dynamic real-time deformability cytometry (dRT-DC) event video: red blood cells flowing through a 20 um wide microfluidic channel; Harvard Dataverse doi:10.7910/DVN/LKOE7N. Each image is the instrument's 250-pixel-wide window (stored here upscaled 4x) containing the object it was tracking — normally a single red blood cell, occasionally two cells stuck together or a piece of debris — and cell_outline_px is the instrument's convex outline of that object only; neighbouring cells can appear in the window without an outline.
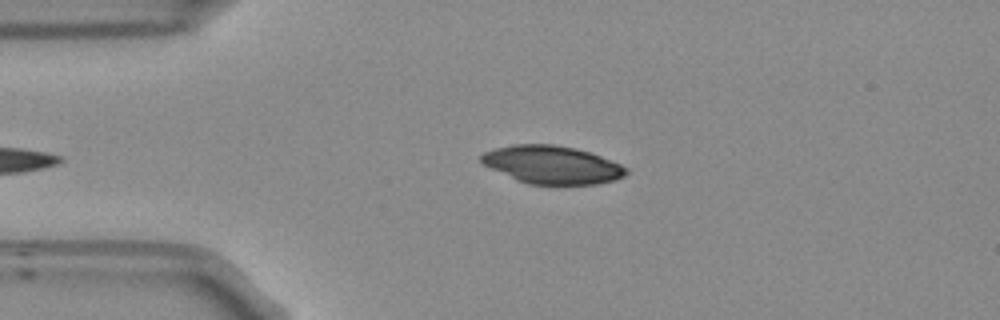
{"species": "Egyptian fruit bat (a non-hibernating species)", "species_latin": "Rousettus aegyptiacus", "temperature_condition": "room temperature", "stored_images_in_passage": 39, "camera_frame_rate_fps": 3000, "um_per_image_px": 0.085, "frame": {"image": 1, "passage_image": 2, "time_ms": 0.333, "image_size_px": [1000, 320], "cell_outline_px": [[628, 172], [624, 176], [616, 180], [596, 184], [528, 184], [516, 180], [480, 164], [480, 156], [484, 152], [496, 148], [512, 144], [552, 144], [576, 148], [600, 156], [620, 164], [628, 168]], "centroid_in_image_um": [46.89, 14.01], "position_along_channel_um": 38.1, "area_um2": 32.19}}
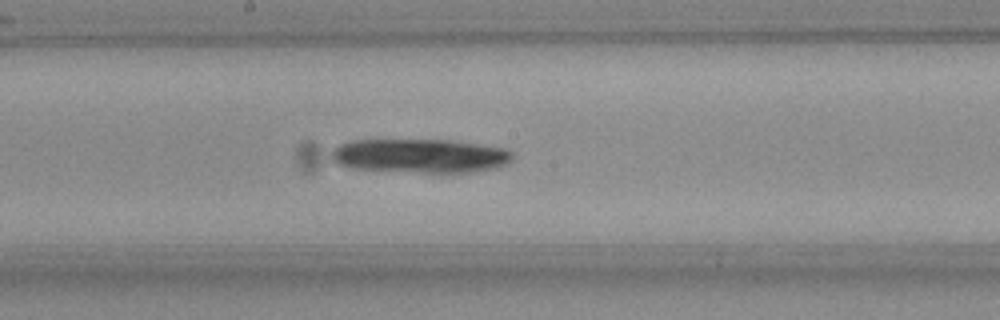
{"frame": {"image": 2, "passage_image": 18, "time_ms": 5.667, "image_size_px": [1000, 320], "cell_outline_px": [[512, 156], [504, 164], [492, 168], [472, 172], [440, 176], [352, 168], [336, 164], [332, 160], [332, 148], [340, 144], [352, 140], [444, 140], [504, 148], [512, 152]], "centroid_in_image_um": [35.64, 13.3], "position_along_channel_um": 212.6, "area_um2": 36.76}}
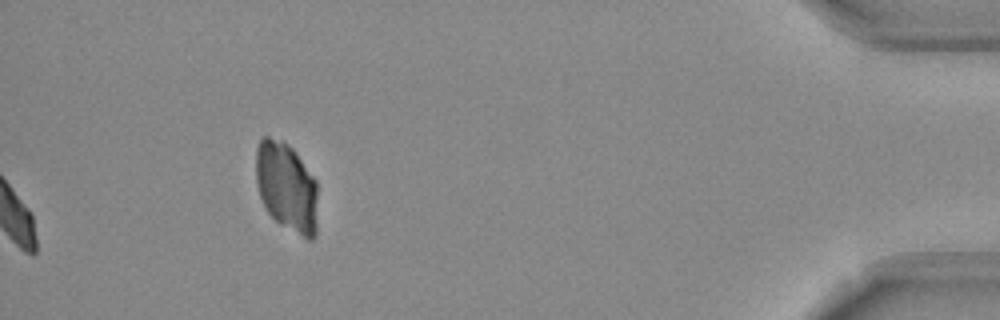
{"frame": {"image": 3, "passage_image": 39, "time_ms": 12.667, "image_size_px": [1000, 320], "cell_outline_px": [[316, 236], [312, 240], [308, 240], [280, 224], [268, 212], [260, 196], [256, 184], [256, 148], [260, 140], [264, 136], [268, 136], [280, 140], [288, 144], [296, 152], [316, 180]], "centroid_in_image_um": [24.35, 15.88], "position_along_channel_um": 410.8, "area_um2": 32.14}}